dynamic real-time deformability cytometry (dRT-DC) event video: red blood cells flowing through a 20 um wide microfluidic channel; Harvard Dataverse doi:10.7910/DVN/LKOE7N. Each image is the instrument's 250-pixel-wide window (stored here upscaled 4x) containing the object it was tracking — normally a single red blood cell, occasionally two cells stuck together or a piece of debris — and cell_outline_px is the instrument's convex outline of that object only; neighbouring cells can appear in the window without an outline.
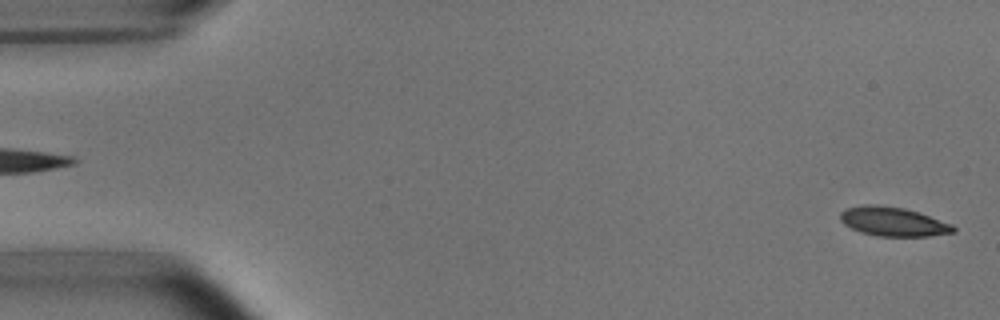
{"species": "common noctule bat (a hibernating species)", "species_latin": "Nyctalus noctula", "temperature_condition": "room temperature", "stored_images_in_passage": 5, "segment_of_instrument_passage": [2, 2], "camera_frame_rate_fps": 3000, "um_per_image_px": 0.085, "animal": {"sex": "male", "body_mass_g": 15.6}, "frame": {"image": 1, "passage_image": 5, "time_ms": 5.667, "image_size_px": [1000, 320], "cell_outline_px": [[956, 232], [928, 236], [876, 236], [860, 232], [844, 224], [840, 220], [840, 212], [848, 208], [864, 204], [880, 204], [904, 208], [952, 224], [956, 228]], "centroid_in_image_um": [75.89, 18.83], "position_along_channel_um": 9.1, "area_um2": 19.13}}